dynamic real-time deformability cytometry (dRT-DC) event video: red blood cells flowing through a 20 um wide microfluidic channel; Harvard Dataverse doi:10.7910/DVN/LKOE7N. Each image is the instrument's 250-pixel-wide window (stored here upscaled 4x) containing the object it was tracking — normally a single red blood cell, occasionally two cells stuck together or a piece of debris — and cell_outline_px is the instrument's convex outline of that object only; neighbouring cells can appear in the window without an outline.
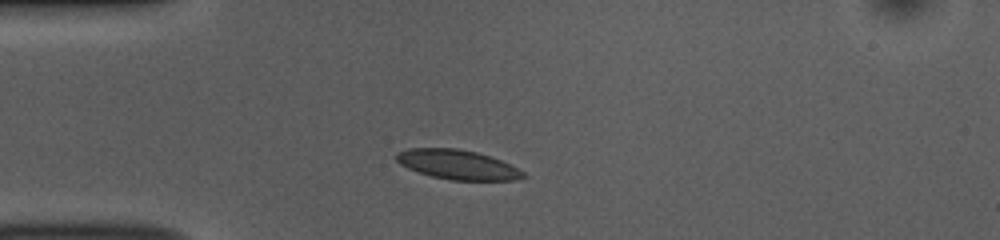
{"species": "common noctule bat (a hibernating species)", "species_latin": "Nyctalus noctula", "temperature_condition": "room temperature", "stored_images_in_passage": 45, "camera_frame_rate_fps": 3000, "um_per_image_px": 0.085, "animal": {"sex": "female", "body_mass_g": 10.0, "forearm_length_mm": 53.1}, "frame": {"image": 1, "passage_image": 6, "time_ms": 1.667, "image_size_px": [1000, 240], "cell_outline_px": [[528, 176], [516, 180], [452, 180], [432, 176], [408, 168], [400, 164], [396, 160], [396, 152], [408, 148], [456, 148], [476, 152], [492, 156], [524, 172]], "centroid_in_image_um": [38.89, 13.98], "position_along_channel_um": 46.1, "area_um2": 21.73}}
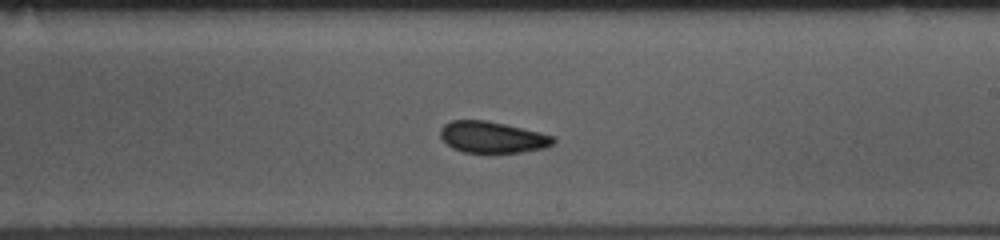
{"frame": {"image": 2, "passage_image": 23, "time_ms": 7.333, "image_size_px": [1000, 240], "cell_outline_px": [[556, 140], [552, 144], [544, 148], [520, 152], [464, 152], [452, 148], [440, 136], [440, 128], [444, 124], [452, 120], [484, 120], [504, 124], [540, 132], [552, 136]], "centroid_in_image_um": [41.82, 11.65], "position_along_channel_um": 247.2, "area_um2": 20.4}}
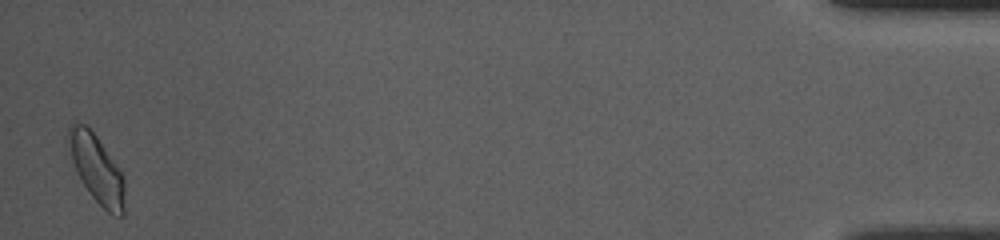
{"frame": {"image": 3, "passage_image": 44, "time_ms": 14.333, "image_size_px": [1000, 240], "cell_outline_px": [[124, 216], [120, 216], [108, 212], [92, 196], [76, 172], [64, 148], [64, 136], [68, 128], [76, 120], [84, 124], [96, 136], [124, 176]], "centroid_in_image_um": [8.12, 14.27], "position_along_channel_um": 427.1, "area_um2": 22.66}, "authors_computed_cell_mechanics": {"area_um2": 21.5016, "velocity_mm_per_s": 3.8294, "shape_relaxation_time_tau1_ms": 7.7624, "shape_relaxation_time_tau2_ms": 2.9923, "deformation_change_tau1": 0.095, "deformation_change_tau2": 0.078}}